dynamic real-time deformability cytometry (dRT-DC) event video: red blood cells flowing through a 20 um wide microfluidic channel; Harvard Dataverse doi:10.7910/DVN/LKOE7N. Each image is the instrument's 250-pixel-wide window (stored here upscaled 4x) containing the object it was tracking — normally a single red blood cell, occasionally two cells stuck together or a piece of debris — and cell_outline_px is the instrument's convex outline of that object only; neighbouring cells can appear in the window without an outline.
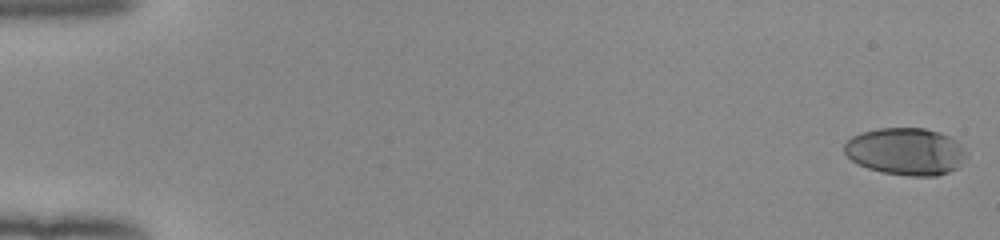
{"species": "human", "species_latin": "Homo sapiens", "temperature_condition": "room temperature", "stored_images_in_passage": 53, "camera_frame_rate_fps": 3000, "um_per_image_px": 0.085, "donor": {"sex": "female"}, "frame": {"image": 1, "passage_image": 1, "time_ms": 0.0, "image_size_px": [1000, 240], "cell_outline_px": [[968, 156], [956, 168], [948, 172], [936, 176], [908, 176], [880, 172], [868, 168], [852, 160], [844, 152], [844, 144], [852, 136], [860, 132], [880, 128], [924, 128], [940, 132], [956, 140], [968, 152]], "centroid_in_image_um": [77.01, 12.87], "position_along_channel_um": 8.0, "area_um2": 33.76}}
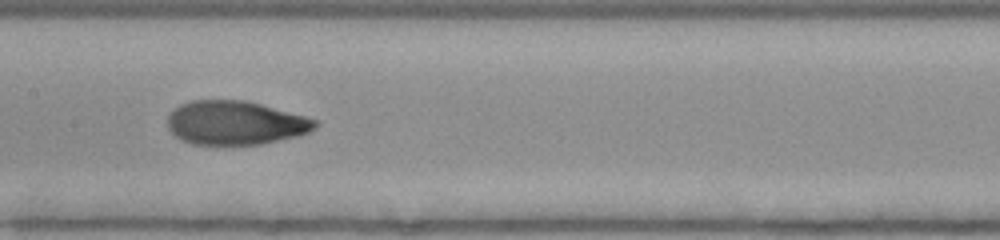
{"frame": {"image": 2, "passage_image": 28, "time_ms": 9.0, "image_size_px": [1000, 240], "cell_outline_px": [[320, 124], [316, 128], [308, 132], [296, 136], [260, 144], [192, 144], [180, 140], [168, 128], [168, 116], [180, 104], [192, 100], [244, 100], [260, 104], [304, 116], [316, 120]], "centroid_in_image_um": [19.99, 10.44], "position_along_channel_um": 187.4, "area_um2": 37.4}}
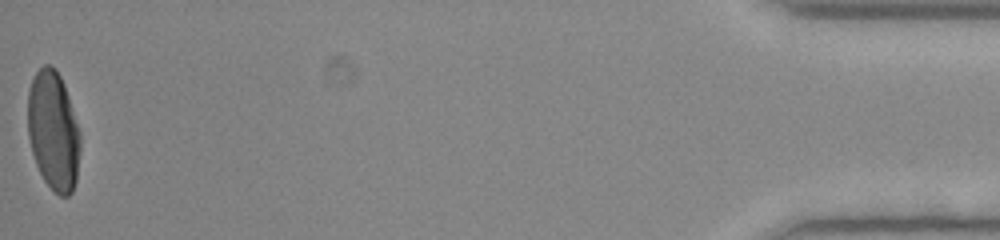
{"frame": {"image": 3, "passage_image": 53, "time_ms": 17.333, "image_size_px": [1000, 240], "cell_outline_px": [[80, 152], [76, 180], [72, 192], [68, 196], [60, 196], [44, 180], [36, 164], [32, 152], [28, 136], [28, 88], [36, 72], [44, 64], [48, 64], [56, 68], [64, 84], [80, 132]], "centroid_in_image_um": [4.53, 11.1], "position_along_channel_um": 430.7, "area_um2": 36.41}, "authors_computed_cell_mechanics": {"area_um2": 37.3966, "velocity_mm_per_s": 3.9948, "shape_relaxation_time_tau1_ms": 4.2567, "shape_relaxation_time_tau2_ms": 0.898, "deformation_change_tau1": 0.2095, "deformation_change_tau2": 0.0573}}